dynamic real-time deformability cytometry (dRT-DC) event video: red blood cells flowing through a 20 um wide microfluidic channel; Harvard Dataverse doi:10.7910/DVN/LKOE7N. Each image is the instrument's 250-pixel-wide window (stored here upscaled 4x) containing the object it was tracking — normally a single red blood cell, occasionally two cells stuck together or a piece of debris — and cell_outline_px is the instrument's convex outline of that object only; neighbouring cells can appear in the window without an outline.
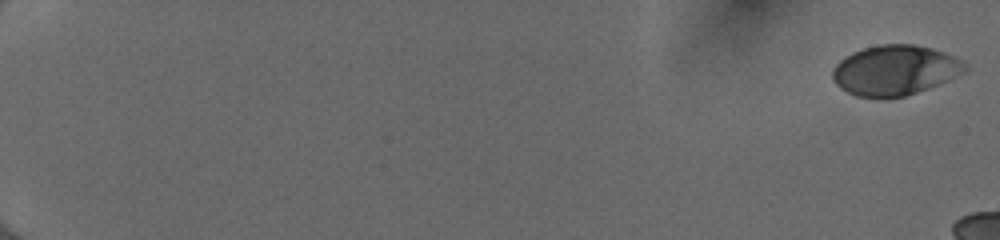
{"species": "human", "species_latin": "Homo sapiens", "temperature_condition": "cold", "stored_images_in_passage": 25, "camera_frame_rate_fps": 3000, "um_per_image_px": 0.085, "donor": {"sex": "female"}, "frame": {"image": 1, "passage_image": 1, "time_ms": 0.0, "image_size_px": [1000, 240], "cell_outline_px": [[968, 68], [964, 72], [948, 80], [928, 88], [904, 96], [856, 96], [840, 88], [832, 80], [832, 68], [844, 56], [852, 52], [864, 48], [880, 44], [912, 44], [932, 48], [944, 52], [964, 60], [968, 64]], "centroid_in_image_um": [76.08, 5.94], "position_along_channel_um": 8.9, "area_um2": 38.49}}
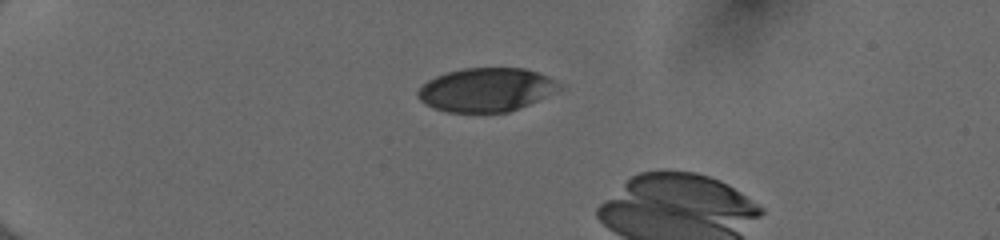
{"frame": {"image": 2, "passage_image": 16, "time_ms": 5.0, "image_size_px": [1000, 240], "cell_outline_px": [[560, 88], [528, 104], [508, 112], [448, 112], [432, 108], [424, 104], [416, 96], [416, 92], [428, 80], [436, 76], [448, 72], [464, 68], [524, 68], [548, 76]], "centroid_in_image_um": [41.23, 7.63], "position_along_channel_um": 43.8, "area_um2": 35.43}}
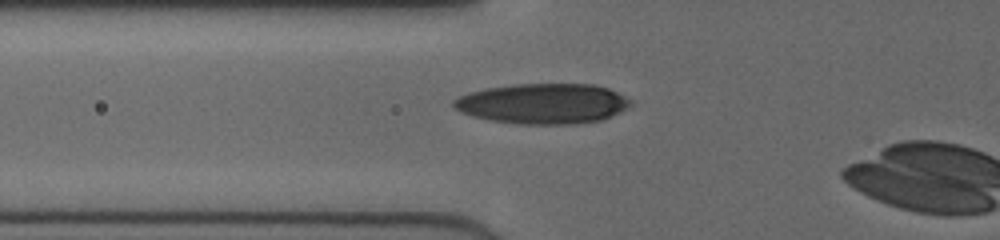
{"frame": {"image": 3, "passage_image": 23, "time_ms": 7.333, "image_size_px": [1000, 240], "cell_outline_px": [[632, 104], [628, 108], [620, 112], [600, 120], [576, 124], [520, 124], [488, 120], [472, 116], [460, 112], [452, 104], [452, 100], [468, 92], [484, 88], [512, 84], [596, 84], [608, 88], [632, 100]], "centroid_in_image_um": [46.13, 8.8], "position_along_channel_um": 79.7, "area_um2": 41.85}}